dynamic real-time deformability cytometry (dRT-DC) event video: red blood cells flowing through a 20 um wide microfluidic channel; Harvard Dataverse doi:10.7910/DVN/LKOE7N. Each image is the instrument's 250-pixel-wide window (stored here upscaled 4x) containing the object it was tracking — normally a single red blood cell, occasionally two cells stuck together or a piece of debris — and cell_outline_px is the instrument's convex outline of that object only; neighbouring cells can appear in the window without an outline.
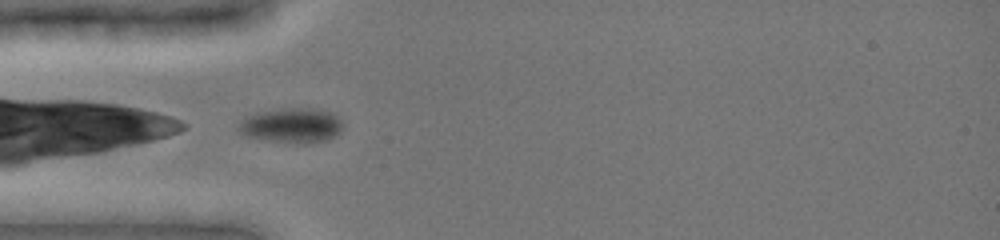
{"species": "common noctule bat (a hibernating species)", "species_latin": "Nyctalus noctula", "temperature_condition": "cold", "stored_images_in_passage": 30, "camera_frame_rate_fps": 3000, "um_per_image_px": 0.085, "animal": {"sex": "female", "body_mass_g": 19.0, "forearm_length_mm": 51.5}, "frame": {"image": 1, "passage_image": 1, "time_ms": 0.0, "image_size_px": [1000, 240], "cell_outline_px": [[344, 124], [340, 132], [336, 136], [328, 140], [300, 144], [244, 136], [236, 128], [240, 120], [256, 112], [280, 108], [312, 108], [332, 112], [340, 116]], "centroid_in_image_um": [24.82, 10.65], "position_along_channel_um": 60.2, "area_um2": 21.56}}
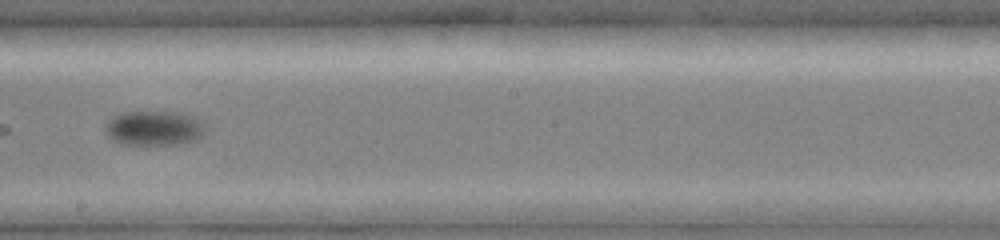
{"frame": {"image": 2, "passage_image": 15, "time_ms": 4.667, "image_size_px": [1000, 240], "cell_outline_px": [[204, 136], [196, 140], [184, 144], [120, 144], [112, 140], [104, 132], [104, 124], [112, 116], [120, 112], [184, 112], [200, 120], [204, 128]], "centroid_in_image_um": [13.07, 10.89], "position_along_channel_um": 235.1, "area_um2": 20.63}}
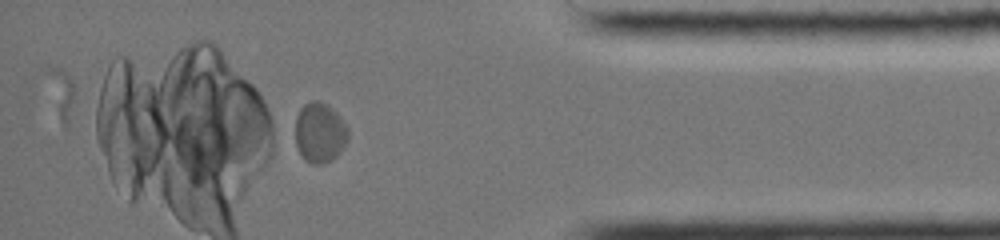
{"frame": {"image": 3, "passage_image": 30, "time_ms": 9.667, "image_size_px": [1000, 240], "cell_outline_px": [[348, 140], [340, 152], [332, 160], [320, 164], [312, 164], [304, 160], [300, 156], [296, 148], [296, 116], [300, 108], [304, 104], [312, 100], [320, 100], [328, 104], [344, 120], [348, 128]], "centroid_in_image_um": [27.18, 11.27], "position_along_channel_um": 408.0, "area_um2": 18.9}}